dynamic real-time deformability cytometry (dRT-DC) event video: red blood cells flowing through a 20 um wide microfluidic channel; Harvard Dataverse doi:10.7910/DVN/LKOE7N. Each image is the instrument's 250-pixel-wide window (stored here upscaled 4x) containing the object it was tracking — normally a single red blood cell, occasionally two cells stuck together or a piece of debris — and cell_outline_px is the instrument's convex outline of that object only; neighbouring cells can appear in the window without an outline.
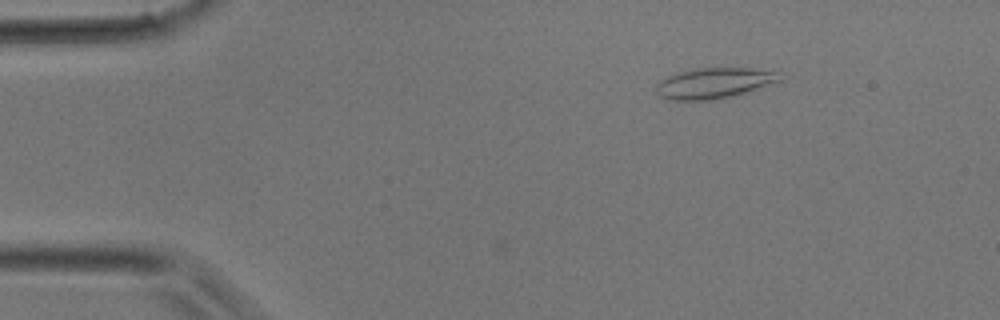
{"species": "common noctule bat (a hibernating species)", "species_latin": "Nyctalus noctula", "temperature_condition": "room temperature", "stored_images_in_passage": 4, "camera_frame_rate_fps": 3000, "um_per_image_px": 0.085, "animal": {"sex": "male", "body_mass_g": 17.9}, "frame": {"image": 1, "passage_image": 2, "time_ms": 0.333, "image_size_px": [1000, 320], "cell_outline_px": [[780, 80], [732, 96], [716, 100], [668, 100], [660, 96], [656, 92], [656, 84], [660, 80], [676, 72], [696, 68], [748, 68], [772, 72]], "centroid_in_image_um": [60.53, 7.08], "position_along_channel_um": 24.5, "area_um2": 21.56}}